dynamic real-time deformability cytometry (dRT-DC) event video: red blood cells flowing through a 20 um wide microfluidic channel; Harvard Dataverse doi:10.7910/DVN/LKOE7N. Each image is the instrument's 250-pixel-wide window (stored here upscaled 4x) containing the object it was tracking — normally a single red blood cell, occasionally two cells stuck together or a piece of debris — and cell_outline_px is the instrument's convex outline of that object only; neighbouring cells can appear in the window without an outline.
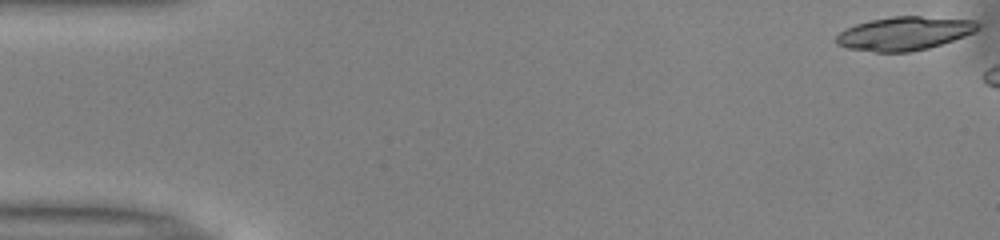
{"species": "common noctule bat (a hibernating species)", "species_latin": "Nyctalus noctula", "temperature_condition": "warm", "stored_images_in_passage": 9, "camera_frame_rate_fps": 3000, "um_per_image_px": 0.085, "animal": {"sex": "male", "body_mass_g": 13.0, "forearm_length_mm": 53.1}, "frame": {"image": 1, "passage_image": 1, "time_ms": 0.0, "image_size_px": [1000, 240], "cell_outline_px": [[980, 28], [964, 36], [928, 48], [908, 52], [876, 52], [848, 48], [836, 44], [836, 36], [844, 28], [868, 20], [892, 16], [920, 16], [976, 20], [980, 24]], "centroid_in_image_um": [76.85, 2.83], "position_along_channel_um": 8.2, "area_um2": 27.69}}